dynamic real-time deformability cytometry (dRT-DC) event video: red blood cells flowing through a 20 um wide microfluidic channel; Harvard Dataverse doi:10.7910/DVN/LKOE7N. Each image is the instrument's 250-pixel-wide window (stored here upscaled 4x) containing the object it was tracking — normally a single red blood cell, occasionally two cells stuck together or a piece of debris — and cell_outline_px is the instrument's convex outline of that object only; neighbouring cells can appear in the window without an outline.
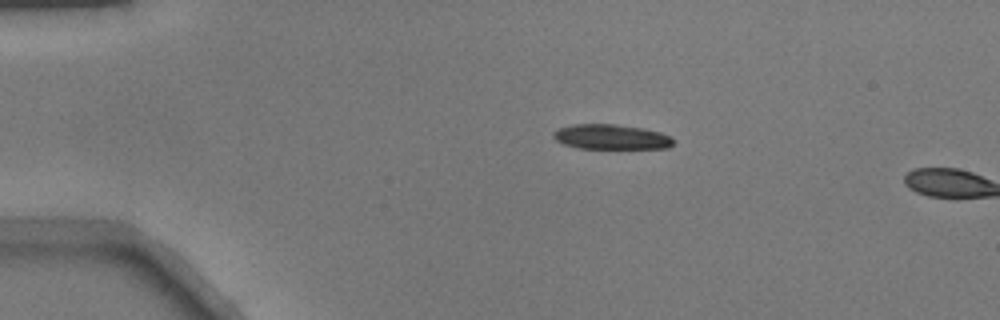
{"species": "common noctule bat (a hibernating species)", "species_latin": "Nyctalus noctula", "temperature_condition": "warm", "stored_images_in_passage": 11, "camera_frame_rate_fps": 3000, "um_per_image_px": 0.085, "animal": {"sex": "male", "body_mass_g": 17.9}, "frame": {"image": 1, "passage_image": 10, "time_ms": 3.0, "image_size_px": [1000, 320], "cell_outline_px": [[672, 144], [668, 148], [576, 148], [564, 144], [556, 140], [552, 136], [552, 132], [556, 128], [572, 124], [616, 124], [640, 128], [660, 132], [668, 136], [672, 140]], "centroid_in_image_um": [51.86, 11.63], "position_along_channel_um": 33.1, "area_um2": 17.34}}